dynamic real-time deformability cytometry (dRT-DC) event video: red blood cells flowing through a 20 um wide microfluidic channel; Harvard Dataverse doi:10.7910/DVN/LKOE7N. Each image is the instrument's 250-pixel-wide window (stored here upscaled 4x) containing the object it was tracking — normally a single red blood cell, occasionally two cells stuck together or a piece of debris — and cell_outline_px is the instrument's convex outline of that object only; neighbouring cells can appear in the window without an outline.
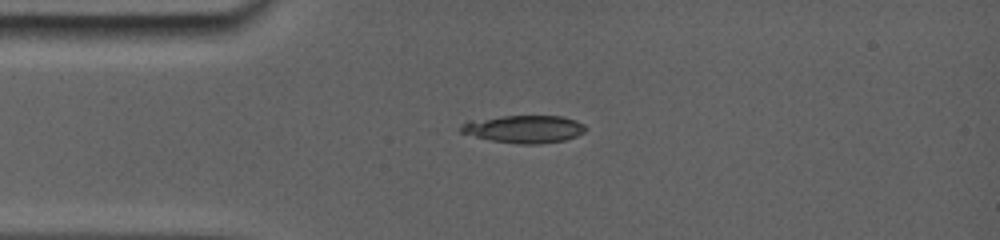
{"species": "common noctule bat (a hibernating species)", "species_latin": "Nyctalus noctula", "temperature_condition": "room temperature", "stored_images_in_passage": 21, "camera_frame_rate_fps": 5000, "um_per_image_px": 0.085, "animal": {"sex": "female", "body_mass_g": 19.0, "forearm_length_mm": 56.7}, "frame": {"image": 1, "passage_image": 6, "time_ms": 2.8, "image_size_px": [1000, 240], "cell_outline_px": [[584, 132], [560, 140], [496, 140], [476, 136], [464, 132], [460, 128], [468, 120], [504, 116], [560, 116], [576, 120], [584, 124]], "centroid_in_image_um": [44.54, 10.87], "position_along_channel_um": 40.5, "area_um2": 18.15}}
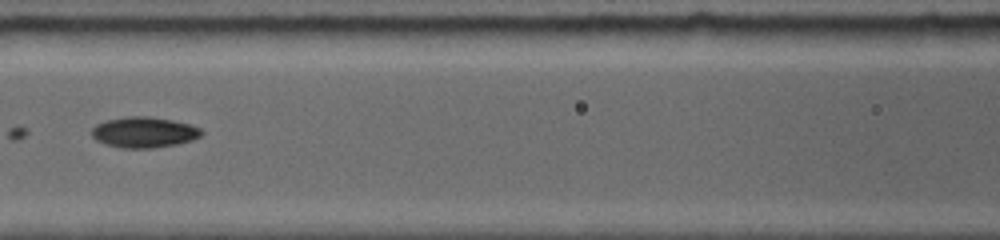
{"frame": {"image": 2, "passage_image": 11, "time_ms": 6.2, "image_size_px": [1000, 240], "cell_outline_px": [[200, 136], [176, 144], [148, 148], [124, 148], [108, 144], [92, 136], [92, 128], [96, 124], [108, 120], [128, 116], [148, 116], [172, 120], [188, 124], [200, 128]], "centroid_in_image_um": [12.22, 11.23], "position_along_channel_um": 154.4, "area_um2": 19.02}}